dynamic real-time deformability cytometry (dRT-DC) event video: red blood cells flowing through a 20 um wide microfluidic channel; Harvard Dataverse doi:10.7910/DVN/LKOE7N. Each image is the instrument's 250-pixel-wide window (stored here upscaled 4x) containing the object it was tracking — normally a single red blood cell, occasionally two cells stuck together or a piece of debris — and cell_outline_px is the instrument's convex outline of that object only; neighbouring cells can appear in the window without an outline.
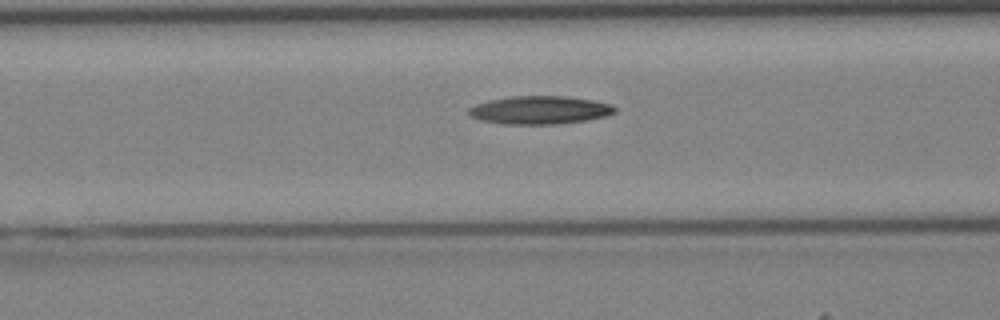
{"species": "Egyptian fruit bat (a non-hibernating species)", "species_latin": "Rousettus aegyptiacus", "temperature_condition": "cold", "stored_images_in_passage": 27, "camera_frame_rate_fps": 3000, "um_per_image_px": 0.085, "animal": {"sex": "female"}, "frame": {"image": 1, "passage_image": 5, "time_ms": 1.333, "image_size_px": [1000, 320], "cell_outline_px": [[616, 112], [604, 116], [584, 120], [556, 124], [504, 124], [480, 120], [472, 116], [468, 112], [468, 108], [476, 104], [488, 100], [512, 96], [568, 96], [592, 100], [612, 104], [616, 108]], "centroid_in_image_um": [45.87, 9.34], "position_along_channel_um": 120.7, "area_um2": 23.87}}
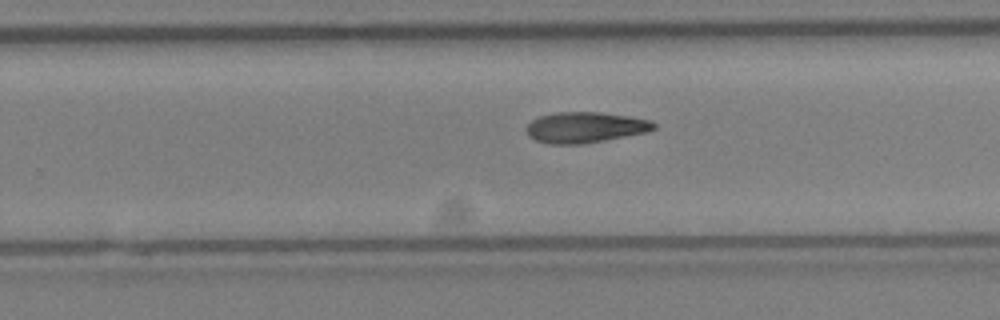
{"frame": {"image": 2, "passage_image": 15, "time_ms": 4.667, "image_size_px": [1000, 320], "cell_outline_px": [[656, 128], [648, 132], [604, 140], [580, 144], [548, 144], [536, 140], [528, 136], [528, 124], [532, 120], [540, 116], [556, 112], [600, 112], [628, 116], [652, 120], [656, 124]], "centroid_in_image_um": [49.77, 10.82], "position_along_channel_um": 280.0, "area_um2": 22.77}}
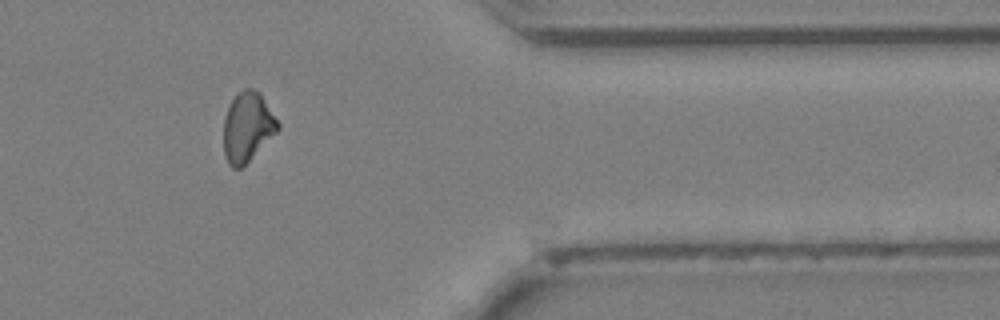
{"frame": {"image": 3, "passage_image": 23, "time_ms": 7.333, "image_size_px": [1000, 320], "cell_outline_px": [[280, 128], [240, 168], [232, 168], [228, 164], [224, 156], [224, 116], [232, 100], [244, 88], [252, 88], [260, 92], [280, 124]], "centroid_in_image_um": [21.02, 10.77], "position_along_channel_um": 390.4, "area_um2": 21.62}}